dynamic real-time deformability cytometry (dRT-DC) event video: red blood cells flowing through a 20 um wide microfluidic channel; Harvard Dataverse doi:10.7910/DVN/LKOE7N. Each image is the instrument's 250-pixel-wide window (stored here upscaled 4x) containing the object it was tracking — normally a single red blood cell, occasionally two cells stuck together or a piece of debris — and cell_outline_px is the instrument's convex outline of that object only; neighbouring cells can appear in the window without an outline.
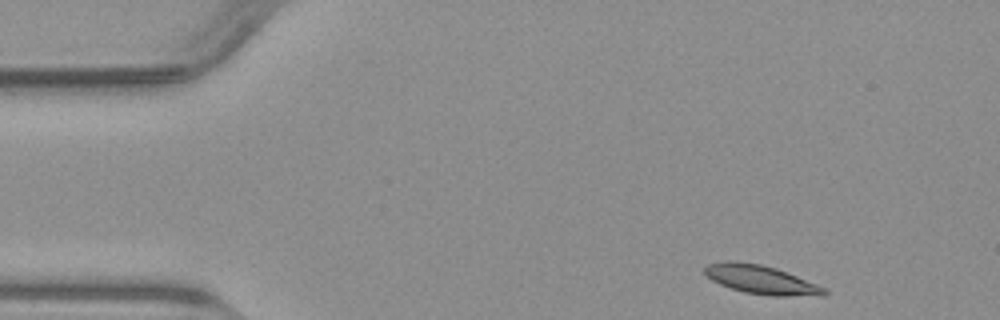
{"species": "common noctule bat (a hibernating species)", "species_latin": "Nyctalus noctula", "temperature_condition": "warm", "stored_images_in_passage": 45, "camera_frame_rate_fps": 3000, "um_per_image_px": 0.085, "animal": {"sex": "male", "body_mass_g": 23.1, "forearm_length_mm": 52.7}, "frame": {"image": 1, "passage_image": 1, "time_ms": 0.0, "image_size_px": [1000, 320], "cell_outline_px": [[828, 292], [824, 296], [772, 296], [744, 292], [720, 284], [712, 280], [704, 272], [704, 268], [708, 264], [728, 260], [736, 260], [760, 264], [776, 268], [816, 284], [824, 288]], "centroid_in_image_um": [64.68, 23.77], "position_along_channel_um": 20.3, "area_um2": 19.94}}
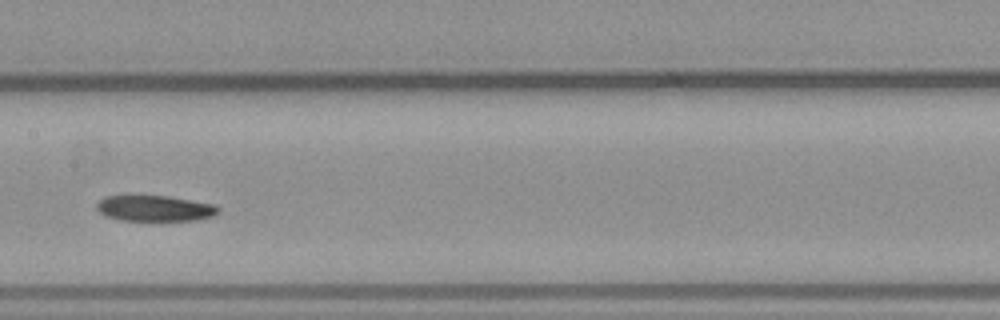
{"frame": {"image": 2, "passage_image": 20, "time_ms": 6.333, "image_size_px": [1000, 320], "cell_outline_px": [[220, 212], [212, 216], [196, 220], [120, 220], [104, 216], [96, 208], [96, 204], [104, 196], [168, 196], [216, 204], [220, 208]], "centroid_in_image_um": [13.17, 17.71], "position_along_channel_um": 194.2, "area_um2": 18.32}}
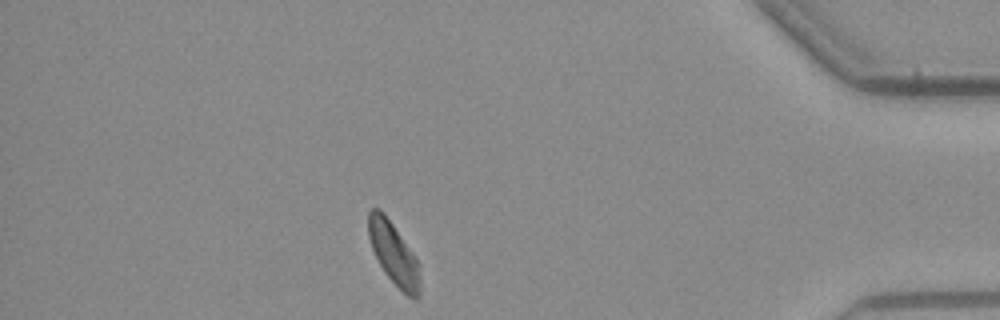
{"frame": {"image": 3, "passage_image": 39, "time_ms": 12.667, "image_size_px": [1000, 320], "cell_outline_px": [[420, 296], [416, 300], [408, 296], [384, 272], [372, 248], [368, 236], [368, 212], [372, 208], [380, 208], [384, 212], [412, 252], [416, 260], [420, 280]], "centroid_in_image_um": [33.44, 21.54], "position_along_channel_um": 401.8, "area_um2": 18.32}}